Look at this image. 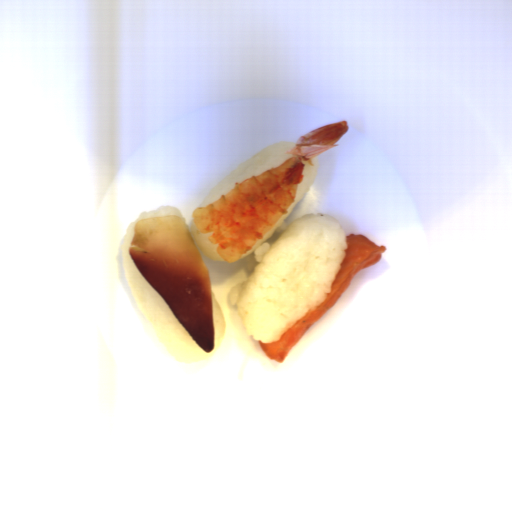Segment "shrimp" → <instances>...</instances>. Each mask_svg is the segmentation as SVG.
Returning a JSON list of instances; mask_svg holds the SVG:
<instances>
[{
  "instance_id": "1",
  "label": "shrimp",
  "mask_w": 512,
  "mask_h": 512,
  "mask_svg": "<svg viewBox=\"0 0 512 512\" xmlns=\"http://www.w3.org/2000/svg\"><path fill=\"white\" fill-rule=\"evenodd\" d=\"M349 130L348 121L322 125L298 137L285 153L293 154L282 164L241 182L220 198L192 213V223L224 261L249 253L295 204L305 172L315 157L335 144Z\"/></svg>"
}]
</instances>
